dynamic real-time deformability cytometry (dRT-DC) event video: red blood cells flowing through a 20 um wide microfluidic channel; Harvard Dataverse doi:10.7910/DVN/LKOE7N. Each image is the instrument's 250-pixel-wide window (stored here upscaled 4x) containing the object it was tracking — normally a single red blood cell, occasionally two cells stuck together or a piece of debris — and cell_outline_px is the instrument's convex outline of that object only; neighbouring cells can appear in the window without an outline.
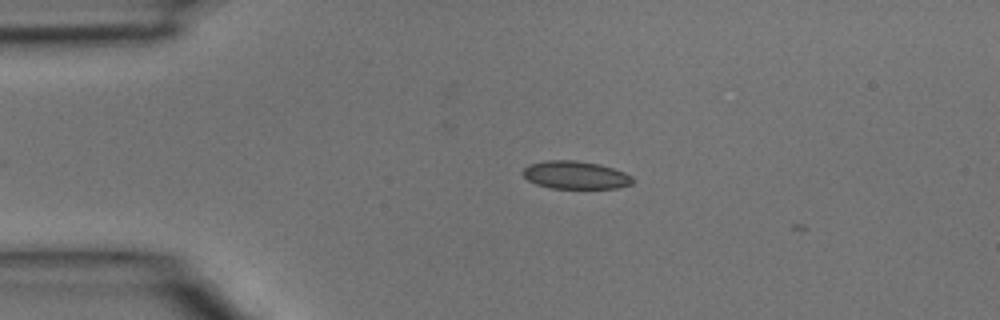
{"species": "common noctule bat (a hibernating species)", "species_latin": "Nyctalus noctula", "temperature_condition": "room temperature", "stored_images_in_passage": 3, "camera_frame_rate_fps": 3000, "um_per_image_px": 0.085, "animal": {"sex": "male", "body_mass_g": 15.6}, "frame": {"image": 1, "passage_image": 2, "time_ms": 0.333, "image_size_px": [1000, 320], "cell_outline_px": [[632, 184], [620, 188], [552, 188], [536, 184], [528, 180], [524, 176], [524, 168], [528, 164], [548, 160], [576, 160], [600, 164], [624, 172], [632, 176]], "centroid_in_image_um": [48.93, 14.87], "position_along_channel_um": 36.1, "area_um2": 17.8}}
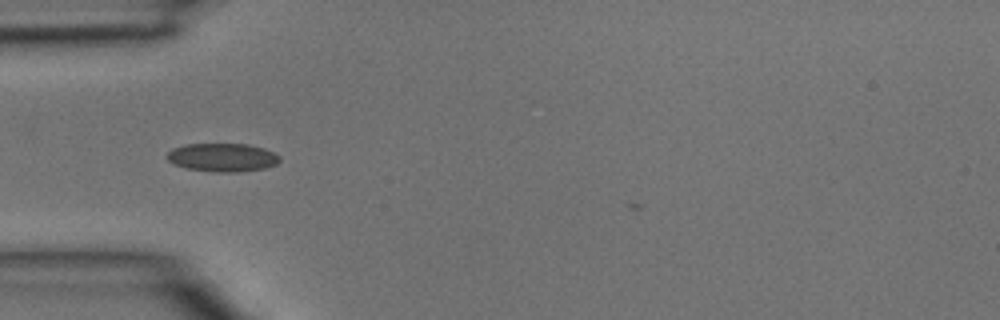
{"frame": {"image": 2, "passage_image": 3, "time_ms": 0.667, "image_size_px": [1000, 320], "cell_outline_px": [[280, 160], [276, 164], [264, 168], [236, 172], [216, 172], [184, 168], [168, 160], [164, 156], [172, 148], [184, 144], [248, 144], [264, 148], [280, 156]], "centroid_in_image_um": [18.88, 13.37], "position_along_channel_um": 66.1, "area_um2": 18.67}}